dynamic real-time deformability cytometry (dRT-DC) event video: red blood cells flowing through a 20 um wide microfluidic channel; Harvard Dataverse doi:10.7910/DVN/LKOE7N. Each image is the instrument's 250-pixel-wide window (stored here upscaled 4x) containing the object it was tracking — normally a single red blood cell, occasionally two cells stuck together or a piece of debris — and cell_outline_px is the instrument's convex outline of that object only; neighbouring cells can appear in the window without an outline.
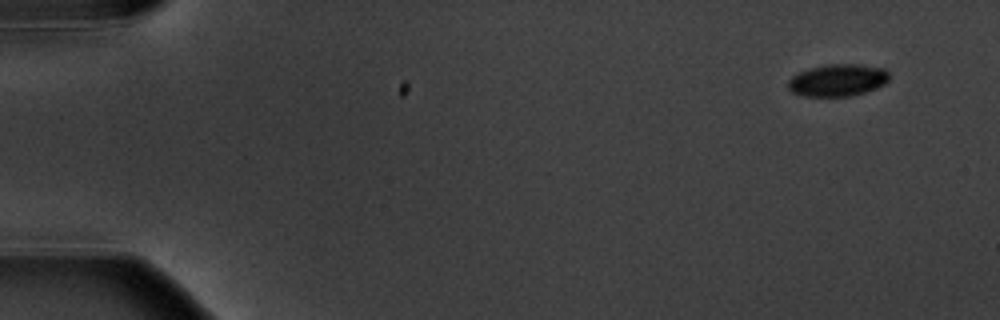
{"species": "common noctule bat (a hibernating species)", "species_latin": "Nyctalus noctula", "temperature_condition": "warm", "stored_images_in_passage": 10, "camera_frame_rate_fps": 3000, "um_per_image_px": 0.085, "animal": {"sex": "male", "body_mass_g": 20.1, "forearm_length_mm": 53.5}, "frame": {"image": 1, "passage_image": 1, "time_ms": 0.0, "image_size_px": [1000, 320], "cell_outline_px": [[892, 76], [884, 84], [876, 88], [864, 92], [848, 96], [804, 96], [792, 92], [788, 88], [788, 80], [792, 76], [808, 68], [828, 64], [860, 64], [884, 68]], "centroid_in_image_um": [71.22, 6.8], "position_along_channel_um": 13.8, "area_um2": 19.02}}
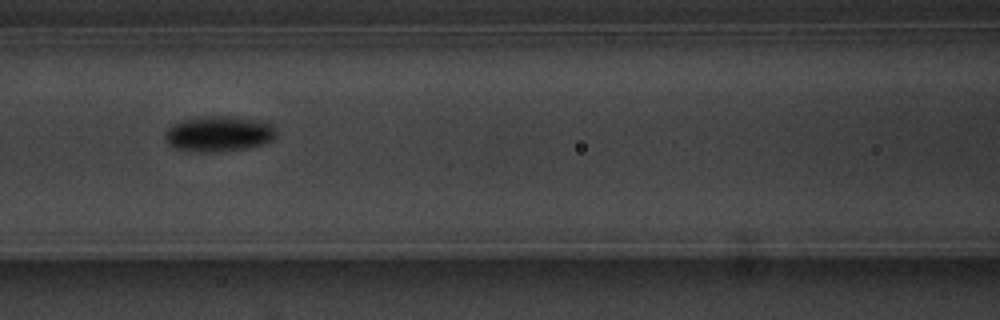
{"frame": {"image": 2, "passage_image": 7, "time_ms": 7.333, "image_size_px": [1000, 320], "cell_outline_px": [[276, 136], [272, 140], [264, 144], [248, 148], [224, 152], [200, 152], [172, 148], [168, 144], [168, 128], [172, 124], [184, 120], [208, 116], [228, 116], [268, 120], [276, 128]], "centroid_in_image_um": [18.7, 11.37], "position_along_channel_um": 147.9, "area_um2": 23.29}}
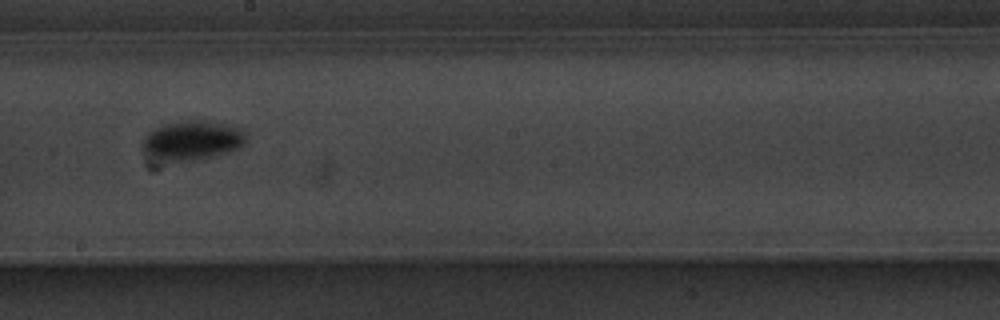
{"frame": {"image": 3, "passage_image": 9, "time_ms": 9.667, "image_size_px": [1000, 320], "cell_outline_px": [[248, 140], [244, 144], [228, 152], [216, 156], [192, 160], [168, 160], [144, 152], [140, 148], [140, 140], [148, 132], [164, 124], [184, 120], [196, 120], [220, 124], [240, 128], [248, 136]], "centroid_in_image_um": [16.32, 11.92], "position_along_channel_um": 231.9, "area_um2": 23.41}}